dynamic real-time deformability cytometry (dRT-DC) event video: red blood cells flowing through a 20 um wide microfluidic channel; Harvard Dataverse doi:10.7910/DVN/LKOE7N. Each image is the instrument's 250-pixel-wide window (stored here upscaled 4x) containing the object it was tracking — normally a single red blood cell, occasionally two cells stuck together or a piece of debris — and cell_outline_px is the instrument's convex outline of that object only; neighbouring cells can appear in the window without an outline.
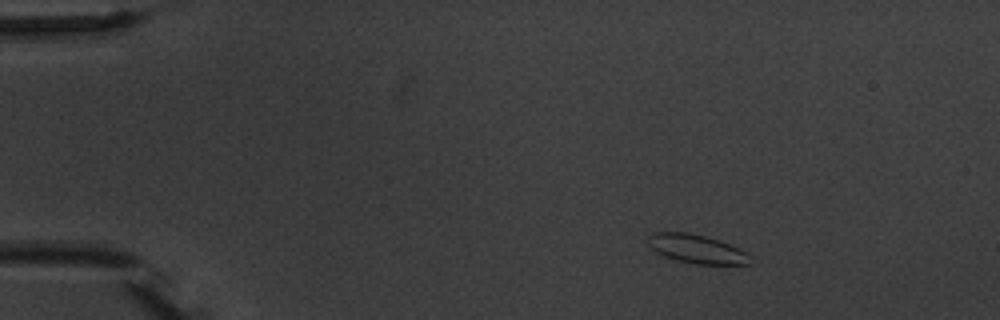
{"species": "common noctule bat (a hibernating species)", "species_latin": "Nyctalus noctula", "temperature_condition": "warm", "stored_images_in_passage": 5, "camera_frame_rate_fps": 3000, "um_per_image_px": 0.085, "animal": {"sex": "male", "body_mass_g": 20.1, "forearm_length_mm": 53.5}, "frame": {"image": 1, "passage_image": 2, "time_ms": 1.333, "image_size_px": [1000, 320], "cell_outline_px": [[756, 256], [752, 264], [696, 264], [676, 260], [664, 256], [656, 252], [648, 244], [648, 236], [652, 232], [688, 232], [720, 240], [748, 252]], "centroid_in_image_um": [59.3, 21.17], "position_along_channel_um": 25.7, "area_um2": 17.46}}
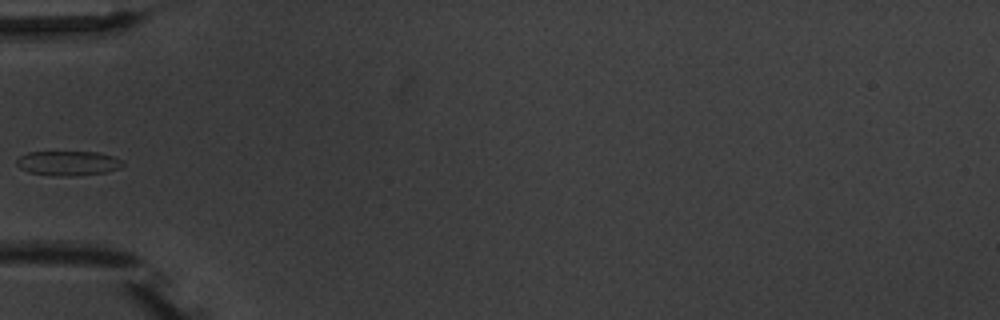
{"frame": {"image": 2, "passage_image": 5, "time_ms": 5.0, "image_size_px": [1000, 320], "cell_outline_px": [[124, 164], [120, 168], [108, 172], [72, 176], [56, 176], [28, 172], [20, 168], [16, 164], [16, 160], [20, 156], [28, 152], [100, 152], [124, 160]], "centroid_in_image_um": [5.81, 13.87], "position_along_channel_um": 79.2, "area_um2": 15.37}}